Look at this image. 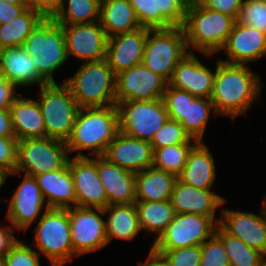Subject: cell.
Masks as SVG:
<instances>
[{"mask_svg": "<svg viewBox=\"0 0 266 266\" xmlns=\"http://www.w3.org/2000/svg\"><path fill=\"white\" fill-rule=\"evenodd\" d=\"M42 19L40 14L27 8L17 18L0 24V46L2 48L23 46L27 36Z\"/></svg>", "mask_w": 266, "mask_h": 266, "instance_id": "obj_33", "label": "cell"}, {"mask_svg": "<svg viewBox=\"0 0 266 266\" xmlns=\"http://www.w3.org/2000/svg\"><path fill=\"white\" fill-rule=\"evenodd\" d=\"M260 266H266V259L260 264Z\"/></svg>", "mask_w": 266, "mask_h": 266, "instance_id": "obj_56", "label": "cell"}, {"mask_svg": "<svg viewBox=\"0 0 266 266\" xmlns=\"http://www.w3.org/2000/svg\"><path fill=\"white\" fill-rule=\"evenodd\" d=\"M23 48L37 66L38 74L48 83H56L53 77L69 58L61 24L53 18H43L30 32Z\"/></svg>", "mask_w": 266, "mask_h": 266, "instance_id": "obj_5", "label": "cell"}, {"mask_svg": "<svg viewBox=\"0 0 266 266\" xmlns=\"http://www.w3.org/2000/svg\"><path fill=\"white\" fill-rule=\"evenodd\" d=\"M226 60L230 64H244L255 62L266 57V33L256 28L235 22L223 48Z\"/></svg>", "mask_w": 266, "mask_h": 266, "instance_id": "obj_18", "label": "cell"}, {"mask_svg": "<svg viewBox=\"0 0 266 266\" xmlns=\"http://www.w3.org/2000/svg\"><path fill=\"white\" fill-rule=\"evenodd\" d=\"M197 142V140L190 137L180 122L169 118L155 133L150 143L152 149H161L169 145L196 144Z\"/></svg>", "mask_w": 266, "mask_h": 266, "instance_id": "obj_37", "label": "cell"}, {"mask_svg": "<svg viewBox=\"0 0 266 266\" xmlns=\"http://www.w3.org/2000/svg\"><path fill=\"white\" fill-rule=\"evenodd\" d=\"M14 227H0V256L4 257L6 253L18 242L19 239L13 234Z\"/></svg>", "mask_w": 266, "mask_h": 266, "instance_id": "obj_49", "label": "cell"}, {"mask_svg": "<svg viewBox=\"0 0 266 266\" xmlns=\"http://www.w3.org/2000/svg\"><path fill=\"white\" fill-rule=\"evenodd\" d=\"M0 73L5 80L17 87L48 84L39 74L37 66L23 46L2 48L0 54Z\"/></svg>", "mask_w": 266, "mask_h": 266, "instance_id": "obj_25", "label": "cell"}, {"mask_svg": "<svg viewBox=\"0 0 266 266\" xmlns=\"http://www.w3.org/2000/svg\"><path fill=\"white\" fill-rule=\"evenodd\" d=\"M168 81L143 63L116 75V104L123 101H151L163 98Z\"/></svg>", "mask_w": 266, "mask_h": 266, "instance_id": "obj_14", "label": "cell"}, {"mask_svg": "<svg viewBox=\"0 0 266 266\" xmlns=\"http://www.w3.org/2000/svg\"><path fill=\"white\" fill-rule=\"evenodd\" d=\"M3 1L15 5H28V0H3Z\"/></svg>", "mask_w": 266, "mask_h": 266, "instance_id": "obj_52", "label": "cell"}, {"mask_svg": "<svg viewBox=\"0 0 266 266\" xmlns=\"http://www.w3.org/2000/svg\"><path fill=\"white\" fill-rule=\"evenodd\" d=\"M236 19L232 16L202 6L197 0H190L183 23L186 45L204 56L219 53L226 43Z\"/></svg>", "mask_w": 266, "mask_h": 266, "instance_id": "obj_3", "label": "cell"}, {"mask_svg": "<svg viewBox=\"0 0 266 266\" xmlns=\"http://www.w3.org/2000/svg\"><path fill=\"white\" fill-rule=\"evenodd\" d=\"M264 215H265V218H266V195H264V204L263 206L261 207Z\"/></svg>", "mask_w": 266, "mask_h": 266, "instance_id": "obj_53", "label": "cell"}, {"mask_svg": "<svg viewBox=\"0 0 266 266\" xmlns=\"http://www.w3.org/2000/svg\"><path fill=\"white\" fill-rule=\"evenodd\" d=\"M63 83L80 108L116 105V74L106 59L82 63L76 73Z\"/></svg>", "mask_w": 266, "mask_h": 266, "instance_id": "obj_4", "label": "cell"}, {"mask_svg": "<svg viewBox=\"0 0 266 266\" xmlns=\"http://www.w3.org/2000/svg\"><path fill=\"white\" fill-rule=\"evenodd\" d=\"M249 67L218 59L210 96L217 116H228L234 121L239 115H247L264 85L261 83L260 75Z\"/></svg>", "mask_w": 266, "mask_h": 266, "instance_id": "obj_1", "label": "cell"}, {"mask_svg": "<svg viewBox=\"0 0 266 266\" xmlns=\"http://www.w3.org/2000/svg\"><path fill=\"white\" fill-rule=\"evenodd\" d=\"M17 144L16 137L0 136V173L4 176L15 172L17 163Z\"/></svg>", "mask_w": 266, "mask_h": 266, "instance_id": "obj_44", "label": "cell"}, {"mask_svg": "<svg viewBox=\"0 0 266 266\" xmlns=\"http://www.w3.org/2000/svg\"><path fill=\"white\" fill-rule=\"evenodd\" d=\"M119 132V117L116 105L107 107L80 108L72 134L66 141L67 149L75 157L104 155L108 145Z\"/></svg>", "mask_w": 266, "mask_h": 266, "instance_id": "obj_2", "label": "cell"}, {"mask_svg": "<svg viewBox=\"0 0 266 266\" xmlns=\"http://www.w3.org/2000/svg\"><path fill=\"white\" fill-rule=\"evenodd\" d=\"M34 177L48 208L68 209L76 206L74 182L69 165Z\"/></svg>", "mask_w": 266, "mask_h": 266, "instance_id": "obj_26", "label": "cell"}, {"mask_svg": "<svg viewBox=\"0 0 266 266\" xmlns=\"http://www.w3.org/2000/svg\"><path fill=\"white\" fill-rule=\"evenodd\" d=\"M138 219L141 231L153 232L156 239L165 231L175 216V210L170 200L167 201H136Z\"/></svg>", "mask_w": 266, "mask_h": 266, "instance_id": "obj_32", "label": "cell"}, {"mask_svg": "<svg viewBox=\"0 0 266 266\" xmlns=\"http://www.w3.org/2000/svg\"><path fill=\"white\" fill-rule=\"evenodd\" d=\"M17 86L5 80L0 73V109H9L15 99L18 97L16 94Z\"/></svg>", "mask_w": 266, "mask_h": 266, "instance_id": "obj_47", "label": "cell"}, {"mask_svg": "<svg viewBox=\"0 0 266 266\" xmlns=\"http://www.w3.org/2000/svg\"><path fill=\"white\" fill-rule=\"evenodd\" d=\"M170 201L175 213L203 215L210 217L216 224L220 222V218H215L216 209L226 202L211 189L195 188L178 178L175 181Z\"/></svg>", "mask_w": 266, "mask_h": 266, "instance_id": "obj_21", "label": "cell"}, {"mask_svg": "<svg viewBox=\"0 0 266 266\" xmlns=\"http://www.w3.org/2000/svg\"><path fill=\"white\" fill-rule=\"evenodd\" d=\"M39 87L40 101L37 102L42 112L46 136L66 142L72 134L80 106L64 83Z\"/></svg>", "mask_w": 266, "mask_h": 266, "instance_id": "obj_8", "label": "cell"}, {"mask_svg": "<svg viewBox=\"0 0 266 266\" xmlns=\"http://www.w3.org/2000/svg\"><path fill=\"white\" fill-rule=\"evenodd\" d=\"M215 73L216 69L211 71L194 52H188L174 69L168 85L198 98H210Z\"/></svg>", "mask_w": 266, "mask_h": 266, "instance_id": "obj_22", "label": "cell"}, {"mask_svg": "<svg viewBox=\"0 0 266 266\" xmlns=\"http://www.w3.org/2000/svg\"><path fill=\"white\" fill-rule=\"evenodd\" d=\"M200 266H230L224 245L215 234L201 245Z\"/></svg>", "mask_w": 266, "mask_h": 266, "instance_id": "obj_41", "label": "cell"}, {"mask_svg": "<svg viewBox=\"0 0 266 266\" xmlns=\"http://www.w3.org/2000/svg\"><path fill=\"white\" fill-rule=\"evenodd\" d=\"M152 252L160 256L168 266H200L201 262V245Z\"/></svg>", "mask_w": 266, "mask_h": 266, "instance_id": "obj_40", "label": "cell"}, {"mask_svg": "<svg viewBox=\"0 0 266 266\" xmlns=\"http://www.w3.org/2000/svg\"><path fill=\"white\" fill-rule=\"evenodd\" d=\"M0 136L15 137L9 109H0Z\"/></svg>", "mask_w": 266, "mask_h": 266, "instance_id": "obj_50", "label": "cell"}, {"mask_svg": "<svg viewBox=\"0 0 266 266\" xmlns=\"http://www.w3.org/2000/svg\"><path fill=\"white\" fill-rule=\"evenodd\" d=\"M162 99L169 118L180 122L192 139L202 141L210 113L217 115L211 99L198 98L169 85Z\"/></svg>", "mask_w": 266, "mask_h": 266, "instance_id": "obj_10", "label": "cell"}, {"mask_svg": "<svg viewBox=\"0 0 266 266\" xmlns=\"http://www.w3.org/2000/svg\"><path fill=\"white\" fill-rule=\"evenodd\" d=\"M138 266H168L165 261L151 250L145 262H138Z\"/></svg>", "mask_w": 266, "mask_h": 266, "instance_id": "obj_51", "label": "cell"}, {"mask_svg": "<svg viewBox=\"0 0 266 266\" xmlns=\"http://www.w3.org/2000/svg\"><path fill=\"white\" fill-rule=\"evenodd\" d=\"M236 22L266 33V0H244Z\"/></svg>", "mask_w": 266, "mask_h": 266, "instance_id": "obj_39", "label": "cell"}, {"mask_svg": "<svg viewBox=\"0 0 266 266\" xmlns=\"http://www.w3.org/2000/svg\"><path fill=\"white\" fill-rule=\"evenodd\" d=\"M70 159L66 142L50 137L25 138L17 144L16 174L37 176L43 173L65 168Z\"/></svg>", "mask_w": 266, "mask_h": 266, "instance_id": "obj_7", "label": "cell"}, {"mask_svg": "<svg viewBox=\"0 0 266 266\" xmlns=\"http://www.w3.org/2000/svg\"><path fill=\"white\" fill-rule=\"evenodd\" d=\"M99 22L108 38L142 27L128 0H101Z\"/></svg>", "mask_w": 266, "mask_h": 266, "instance_id": "obj_30", "label": "cell"}, {"mask_svg": "<svg viewBox=\"0 0 266 266\" xmlns=\"http://www.w3.org/2000/svg\"><path fill=\"white\" fill-rule=\"evenodd\" d=\"M214 158L204 141H198L190 150L187 162L177 178L199 189H211L216 178Z\"/></svg>", "mask_w": 266, "mask_h": 266, "instance_id": "obj_27", "label": "cell"}, {"mask_svg": "<svg viewBox=\"0 0 266 266\" xmlns=\"http://www.w3.org/2000/svg\"><path fill=\"white\" fill-rule=\"evenodd\" d=\"M100 4L101 0H68L65 5L63 0L53 19L61 25L93 23L100 20Z\"/></svg>", "mask_w": 266, "mask_h": 266, "instance_id": "obj_35", "label": "cell"}, {"mask_svg": "<svg viewBox=\"0 0 266 266\" xmlns=\"http://www.w3.org/2000/svg\"><path fill=\"white\" fill-rule=\"evenodd\" d=\"M8 202L6 220L18 231L28 230L37 217L43 215L41 212L48 209L35 177L26 174Z\"/></svg>", "mask_w": 266, "mask_h": 266, "instance_id": "obj_17", "label": "cell"}, {"mask_svg": "<svg viewBox=\"0 0 266 266\" xmlns=\"http://www.w3.org/2000/svg\"><path fill=\"white\" fill-rule=\"evenodd\" d=\"M103 156L117 166L134 173L150 168L153 164L151 143L128 136L121 131L110 142Z\"/></svg>", "mask_w": 266, "mask_h": 266, "instance_id": "obj_20", "label": "cell"}, {"mask_svg": "<svg viewBox=\"0 0 266 266\" xmlns=\"http://www.w3.org/2000/svg\"><path fill=\"white\" fill-rule=\"evenodd\" d=\"M16 139L46 137L42 112L37 100L18 96L9 108Z\"/></svg>", "mask_w": 266, "mask_h": 266, "instance_id": "obj_28", "label": "cell"}, {"mask_svg": "<svg viewBox=\"0 0 266 266\" xmlns=\"http://www.w3.org/2000/svg\"><path fill=\"white\" fill-rule=\"evenodd\" d=\"M134 8L142 27L149 29H168L173 26L161 15L155 0H128Z\"/></svg>", "mask_w": 266, "mask_h": 266, "instance_id": "obj_38", "label": "cell"}, {"mask_svg": "<svg viewBox=\"0 0 266 266\" xmlns=\"http://www.w3.org/2000/svg\"><path fill=\"white\" fill-rule=\"evenodd\" d=\"M63 0H28V8H31L43 18H54L60 10Z\"/></svg>", "mask_w": 266, "mask_h": 266, "instance_id": "obj_46", "label": "cell"}, {"mask_svg": "<svg viewBox=\"0 0 266 266\" xmlns=\"http://www.w3.org/2000/svg\"><path fill=\"white\" fill-rule=\"evenodd\" d=\"M219 225L266 256V218L260 209L259 215L252 212L222 209Z\"/></svg>", "mask_w": 266, "mask_h": 266, "instance_id": "obj_19", "label": "cell"}, {"mask_svg": "<svg viewBox=\"0 0 266 266\" xmlns=\"http://www.w3.org/2000/svg\"><path fill=\"white\" fill-rule=\"evenodd\" d=\"M216 225L210 217L176 213L165 231L154 240L151 251L202 245L214 234Z\"/></svg>", "mask_w": 266, "mask_h": 266, "instance_id": "obj_12", "label": "cell"}, {"mask_svg": "<svg viewBox=\"0 0 266 266\" xmlns=\"http://www.w3.org/2000/svg\"><path fill=\"white\" fill-rule=\"evenodd\" d=\"M161 15L173 26L182 27L190 0H155Z\"/></svg>", "mask_w": 266, "mask_h": 266, "instance_id": "obj_43", "label": "cell"}, {"mask_svg": "<svg viewBox=\"0 0 266 266\" xmlns=\"http://www.w3.org/2000/svg\"><path fill=\"white\" fill-rule=\"evenodd\" d=\"M62 27L69 58L74 56L82 63L106 59L108 37L99 21Z\"/></svg>", "mask_w": 266, "mask_h": 266, "instance_id": "obj_15", "label": "cell"}, {"mask_svg": "<svg viewBox=\"0 0 266 266\" xmlns=\"http://www.w3.org/2000/svg\"><path fill=\"white\" fill-rule=\"evenodd\" d=\"M39 253L21 240L4 256L5 266H40Z\"/></svg>", "mask_w": 266, "mask_h": 266, "instance_id": "obj_42", "label": "cell"}, {"mask_svg": "<svg viewBox=\"0 0 266 266\" xmlns=\"http://www.w3.org/2000/svg\"><path fill=\"white\" fill-rule=\"evenodd\" d=\"M202 6L237 19L244 0H197Z\"/></svg>", "mask_w": 266, "mask_h": 266, "instance_id": "obj_45", "label": "cell"}, {"mask_svg": "<svg viewBox=\"0 0 266 266\" xmlns=\"http://www.w3.org/2000/svg\"><path fill=\"white\" fill-rule=\"evenodd\" d=\"M177 176L171 172L147 168L135 173L136 201H167L171 194Z\"/></svg>", "mask_w": 266, "mask_h": 266, "instance_id": "obj_29", "label": "cell"}, {"mask_svg": "<svg viewBox=\"0 0 266 266\" xmlns=\"http://www.w3.org/2000/svg\"><path fill=\"white\" fill-rule=\"evenodd\" d=\"M195 144L169 145L161 149H153L152 167L168 171L178 176L187 162L190 150Z\"/></svg>", "mask_w": 266, "mask_h": 266, "instance_id": "obj_36", "label": "cell"}, {"mask_svg": "<svg viewBox=\"0 0 266 266\" xmlns=\"http://www.w3.org/2000/svg\"><path fill=\"white\" fill-rule=\"evenodd\" d=\"M97 170L106 192L107 207L136 202L134 172L117 166L103 155L97 156Z\"/></svg>", "mask_w": 266, "mask_h": 266, "instance_id": "obj_24", "label": "cell"}, {"mask_svg": "<svg viewBox=\"0 0 266 266\" xmlns=\"http://www.w3.org/2000/svg\"><path fill=\"white\" fill-rule=\"evenodd\" d=\"M4 183H5V176L2 173H0V189Z\"/></svg>", "mask_w": 266, "mask_h": 266, "instance_id": "obj_54", "label": "cell"}, {"mask_svg": "<svg viewBox=\"0 0 266 266\" xmlns=\"http://www.w3.org/2000/svg\"><path fill=\"white\" fill-rule=\"evenodd\" d=\"M116 106L119 131L140 140L151 142L155 133L169 119L162 98L151 101H123Z\"/></svg>", "mask_w": 266, "mask_h": 266, "instance_id": "obj_11", "label": "cell"}, {"mask_svg": "<svg viewBox=\"0 0 266 266\" xmlns=\"http://www.w3.org/2000/svg\"><path fill=\"white\" fill-rule=\"evenodd\" d=\"M34 229L33 247L39 255H44L51 266H63L71 262L75 253L71 240L69 208H48L38 218Z\"/></svg>", "mask_w": 266, "mask_h": 266, "instance_id": "obj_6", "label": "cell"}, {"mask_svg": "<svg viewBox=\"0 0 266 266\" xmlns=\"http://www.w3.org/2000/svg\"><path fill=\"white\" fill-rule=\"evenodd\" d=\"M95 209V210H94ZM104 209L75 206L69 208L71 240L75 256L100 250L108 245Z\"/></svg>", "mask_w": 266, "mask_h": 266, "instance_id": "obj_13", "label": "cell"}, {"mask_svg": "<svg viewBox=\"0 0 266 266\" xmlns=\"http://www.w3.org/2000/svg\"><path fill=\"white\" fill-rule=\"evenodd\" d=\"M68 165L74 182L76 206L105 209L107 197L97 170V156H73Z\"/></svg>", "mask_w": 266, "mask_h": 266, "instance_id": "obj_16", "label": "cell"}, {"mask_svg": "<svg viewBox=\"0 0 266 266\" xmlns=\"http://www.w3.org/2000/svg\"><path fill=\"white\" fill-rule=\"evenodd\" d=\"M0 266H5V259L2 256H0Z\"/></svg>", "mask_w": 266, "mask_h": 266, "instance_id": "obj_55", "label": "cell"}, {"mask_svg": "<svg viewBox=\"0 0 266 266\" xmlns=\"http://www.w3.org/2000/svg\"><path fill=\"white\" fill-rule=\"evenodd\" d=\"M214 234L222 241L230 266H260L266 259L263 253L230 235L219 224L216 225Z\"/></svg>", "mask_w": 266, "mask_h": 266, "instance_id": "obj_34", "label": "cell"}, {"mask_svg": "<svg viewBox=\"0 0 266 266\" xmlns=\"http://www.w3.org/2000/svg\"><path fill=\"white\" fill-rule=\"evenodd\" d=\"M148 28L121 33L108 38L106 60L117 75L121 71L142 64Z\"/></svg>", "mask_w": 266, "mask_h": 266, "instance_id": "obj_23", "label": "cell"}, {"mask_svg": "<svg viewBox=\"0 0 266 266\" xmlns=\"http://www.w3.org/2000/svg\"><path fill=\"white\" fill-rule=\"evenodd\" d=\"M104 214H108L105 220L108 244L114 238L131 242L142 232L134 203L109 205L104 209Z\"/></svg>", "mask_w": 266, "mask_h": 266, "instance_id": "obj_31", "label": "cell"}, {"mask_svg": "<svg viewBox=\"0 0 266 266\" xmlns=\"http://www.w3.org/2000/svg\"><path fill=\"white\" fill-rule=\"evenodd\" d=\"M188 52L182 27L148 28L142 63L169 81L174 69Z\"/></svg>", "mask_w": 266, "mask_h": 266, "instance_id": "obj_9", "label": "cell"}, {"mask_svg": "<svg viewBox=\"0 0 266 266\" xmlns=\"http://www.w3.org/2000/svg\"><path fill=\"white\" fill-rule=\"evenodd\" d=\"M28 5H15L0 0V24H5L22 14Z\"/></svg>", "mask_w": 266, "mask_h": 266, "instance_id": "obj_48", "label": "cell"}]
</instances>
